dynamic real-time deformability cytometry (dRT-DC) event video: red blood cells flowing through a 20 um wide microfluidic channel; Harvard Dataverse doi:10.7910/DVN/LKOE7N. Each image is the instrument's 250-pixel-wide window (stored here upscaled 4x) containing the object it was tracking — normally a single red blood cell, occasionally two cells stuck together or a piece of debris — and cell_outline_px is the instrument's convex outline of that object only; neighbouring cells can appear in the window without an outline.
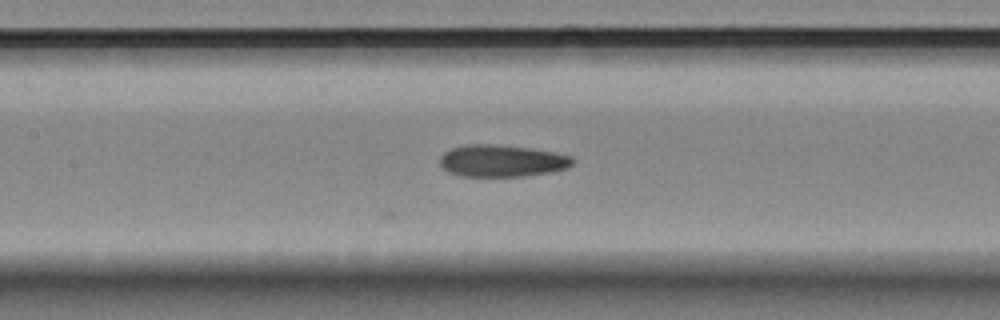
{"species": "Egyptian fruit bat (a non-hibernating species)", "species_latin": "Rousettus aegyptiacus", "temperature_condition": "room temperature", "stored_images_in_passage": 26, "camera_frame_rate_fps": 3000, "um_per_image_px": 0.085, "animal": {"sex": "female"}, "frame": {"image": 1, "passage_image": 10, "time_ms": 3.0, "image_size_px": [1000, 320], "cell_outline_px": [[576, 160], [568, 168], [548, 172], [524, 176], [460, 176], [448, 172], [440, 164], [440, 156], [444, 152], [452, 148], [468, 144], [492, 144], [528, 148], [552, 152], [572, 156]], "centroid_in_image_um": [42.65, 13.67], "position_along_channel_um": 164.7, "area_um2": 24.62}}
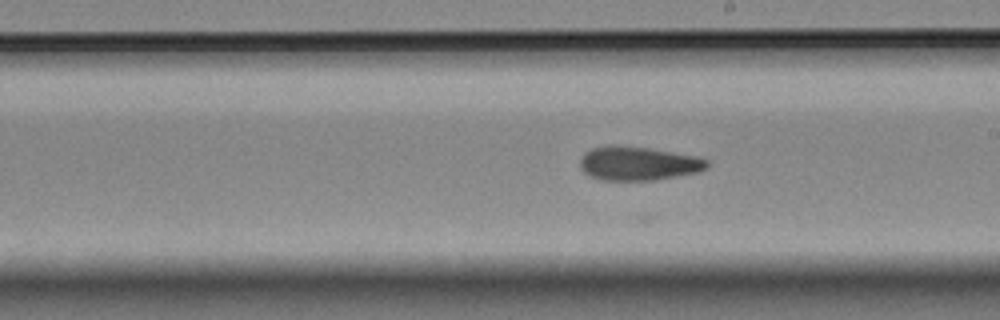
{"frame": {"image": 2, "passage_image": 16, "time_ms": 5.0, "image_size_px": [1000, 320], "cell_outline_px": [[708, 168], [700, 172], [652, 180], [600, 180], [584, 172], [580, 168], [580, 160], [584, 152], [592, 148], [608, 144], [616, 144], [648, 148], [696, 156], [708, 160]], "centroid_in_image_um": [54.23, 13.88], "position_along_channel_um": 234.8, "area_um2": 25.2}}
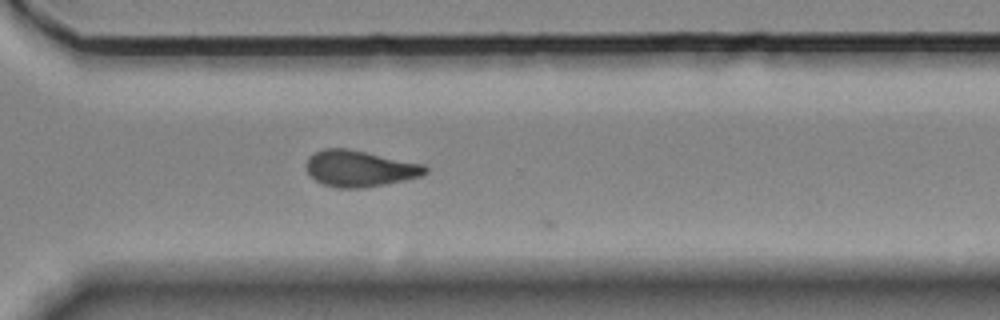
{"frame": {"image": 3, "passage_image": 25, "time_ms": 8.0, "image_size_px": [1000, 320], "cell_outline_px": [[428, 172], [420, 176], [404, 180], [364, 188], [336, 188], [324, 184], [316, 180], [308, 172], [304, 164], [308, 156], [324, 148], [348, 148], [424, 164], [428, 168]], "centroid_in_image_um": [30.56, 14.32], "position_along_channel_um": 340.0, "area_um2": 25.2}}